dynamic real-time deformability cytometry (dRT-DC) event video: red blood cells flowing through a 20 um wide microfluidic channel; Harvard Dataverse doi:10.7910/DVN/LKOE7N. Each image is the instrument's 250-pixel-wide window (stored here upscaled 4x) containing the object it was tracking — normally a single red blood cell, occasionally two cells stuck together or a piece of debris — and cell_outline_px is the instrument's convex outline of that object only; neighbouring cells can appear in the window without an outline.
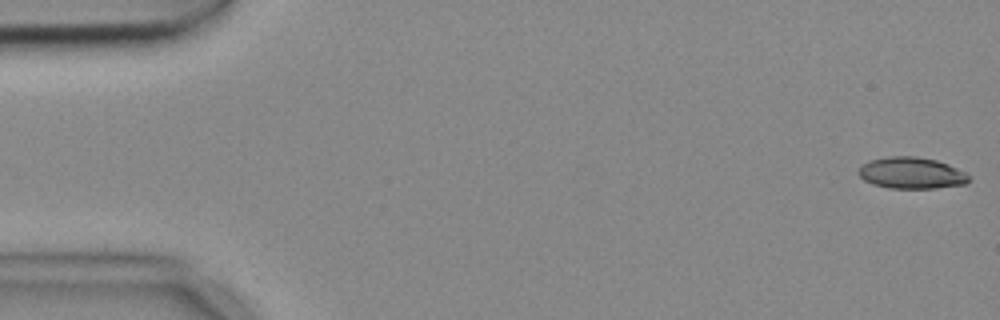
{"species": "common noctule bat (a hibernating species)", "species_latin": "Nyctalus noctula", "temperature_condition": "cold", "stored_images_in_passage": 4, "camera_frame_rate_fps": 3000, "um_per_image_px": 0.085, "animal": {"sex": "female", "body_mass_g": 18.4}, "frame": {"image": 1, "passage_image": 1, "time_ms": 0.0, "image_size_px": [1000, 320], "cell_outline_px": [[972, 176], [968, 184], [936, 188], [888, 188], [872, 184], [864, 180], [856, 172], [856, 168], [868, 160], [888, 156], [916, 156], [936, 160], [948, 164]], "centroid_in_image_um": [77.45, 14.7], "position_along_channel_um": 7.5, "area_um2": 20.63}}
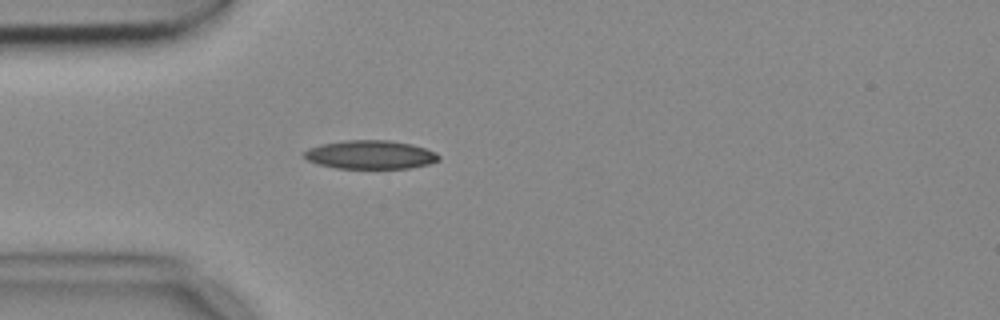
{"frame": {"image": 2, "passage_image": 4, "time_ms": 1.0, "image_size_px": [1000, 320], "cell_outline_px": [[440, 160], [428, 164], [408, 168], [336, 168], [316, 164], [308, 160], [304, 156], [304, 152], [308, 148], [320, 144], [348, 140], [388, 140], [412, 144], [436, 152], [440, 156]], "centroid_in_image_um": [31.47, 13.15], "position_along_channel_um": 53.5, "area_um2": 22.43}}